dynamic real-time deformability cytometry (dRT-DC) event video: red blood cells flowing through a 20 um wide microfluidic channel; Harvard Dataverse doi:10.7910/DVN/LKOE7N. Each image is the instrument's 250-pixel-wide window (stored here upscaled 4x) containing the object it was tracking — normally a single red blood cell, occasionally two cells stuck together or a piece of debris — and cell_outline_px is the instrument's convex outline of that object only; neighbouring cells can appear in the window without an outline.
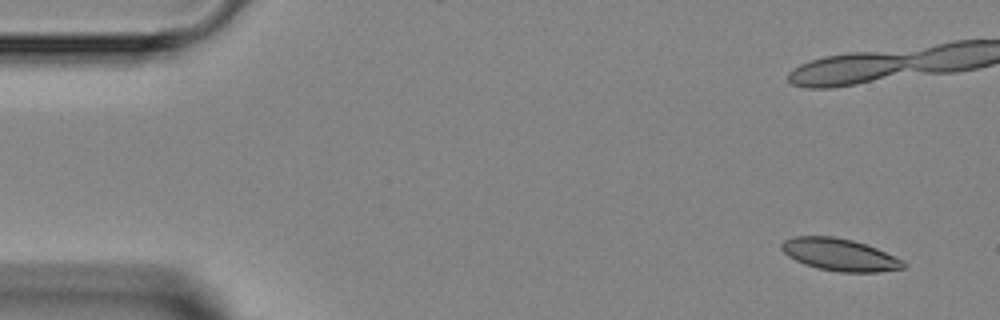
{"species": "Egyptian fruit bat (a non-hibernating species)", "species_latin": "Rousettus aegyptiacus", "temperature_condition": "room temperature", "stored_images_in_passage": 3, "camera_frame_rate_fps": 3000, "um_per_image_px": 0.085, "animal": {"sex": "female"}, "frame": {"image": 1, "passage_image": 3, "time_ms": 2.333, "image_size_px": [1000, 320], "cell_outline_px": [[904, 268], [876, 272], [840, 272], [816, 268], [804, 264], [788, 256], [780, 248], [780, 244], [784, 240], [792, 236], [836, 236], [852, 240], [876, 248], [904, 260]], "centroid_in_image_um": [71.33, 21.64], "position_along_channel_um": 13.7, "area_um2": 22.89}}